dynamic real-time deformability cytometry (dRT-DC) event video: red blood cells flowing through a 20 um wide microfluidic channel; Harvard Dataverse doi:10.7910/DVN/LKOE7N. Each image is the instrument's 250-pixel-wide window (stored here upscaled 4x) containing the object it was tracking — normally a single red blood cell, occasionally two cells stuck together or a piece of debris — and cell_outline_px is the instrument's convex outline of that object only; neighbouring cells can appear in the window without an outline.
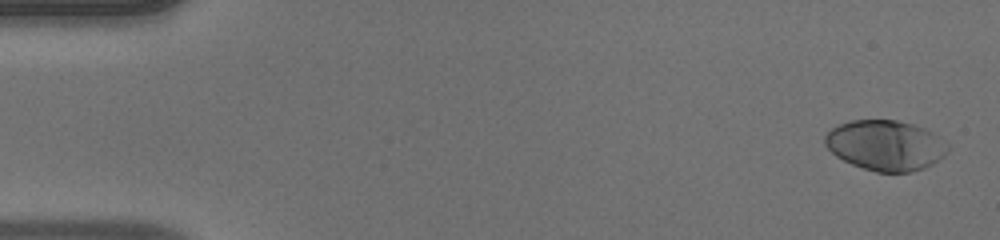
{"species": "human", "species_latin": "Homo sapiens", "temperature_condition": "warm", "stored_images_in_passage": 51, "camera_frame_rate_fps": 3000, "um_per_image_px": 0.085, "donor": {"sex": "male"}, "frame": {"image": 1, "passage_image": 2, "time_ms": 0.333, "image_size_px": [1000, 240], "cell_outline_px": [[948, 148], [944, 156], [932, 164], [924, 168], [912, 172], [876, 172], [852, 164], [836, 156], [824, 144], [824, 136], [832, 128], [840, 124], [852, 120], [896, 120], [912, 124], [924, 128], [932, 132], [948, 144]], "centroid_in_image_um": [75.26, 12.35], "position_along_channel_um": 9.7, "area_um2": 35.84}}
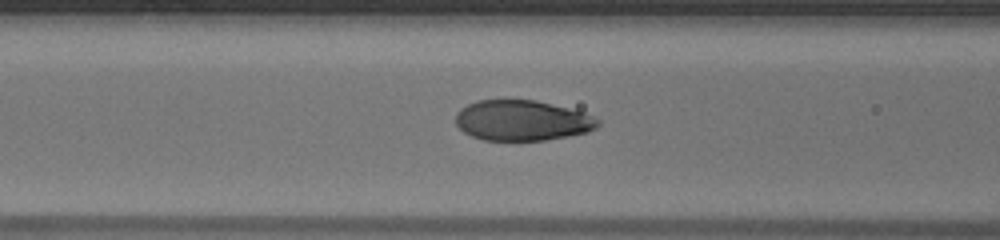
{"frame": {"image": 2, "passage_image": 21, "time_ms": 6.667, "image_size_px": [1000, 240], "cell_outline_px": [[600, 124], [596, 128], [588, 132], [568, 136], [544, 140], [484, 140], [472, 136], [464, 132], [456, 124], [456, 112], [460, 108], [476, 100], [536, 100], [584, 112], [600, 120]], "centroid_in_image_um": [44.38, 10.24], "position_along_channel_um": 122.2, "area_um2": 33.52}}
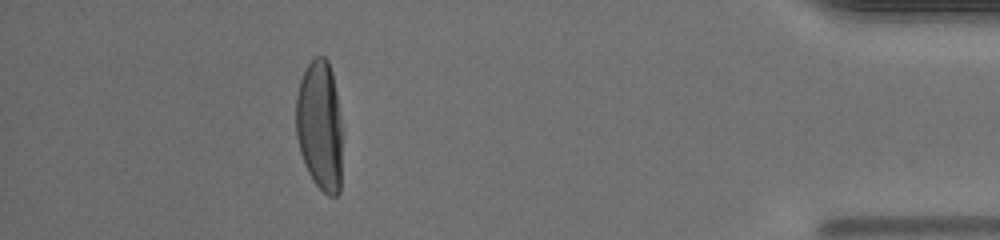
{"frame": {"image": 3, "passage_image": 46, "time_ms": 15.0, "image_size_px": [1000, 240], "cell_outline_px": [[340, 192], [336, 196], [328, 196], [312, 180], [304, 164], [300, 152], [296, 136], [296, 96], [300, 80], [308, 64], [316, 56], [324, 56], [328, 60], [332, 72], [336, 92], [340, 116]], "centroid_in_image_um": [27.16, 10.67], "position_along_channel_um": 408.0, "area_um2": 34.97}, "authors_computed_cell_mechanics": {"area_um2": 35.0846, "velocity_mm_per_s": 4.0504, "shape_relaxation_time_tau1_ms": 3.5379, "shape_relaxation_time_tau2_ms": null, "deformation_change_tau1": 0.2259, "deformation_change_tau2": null}}